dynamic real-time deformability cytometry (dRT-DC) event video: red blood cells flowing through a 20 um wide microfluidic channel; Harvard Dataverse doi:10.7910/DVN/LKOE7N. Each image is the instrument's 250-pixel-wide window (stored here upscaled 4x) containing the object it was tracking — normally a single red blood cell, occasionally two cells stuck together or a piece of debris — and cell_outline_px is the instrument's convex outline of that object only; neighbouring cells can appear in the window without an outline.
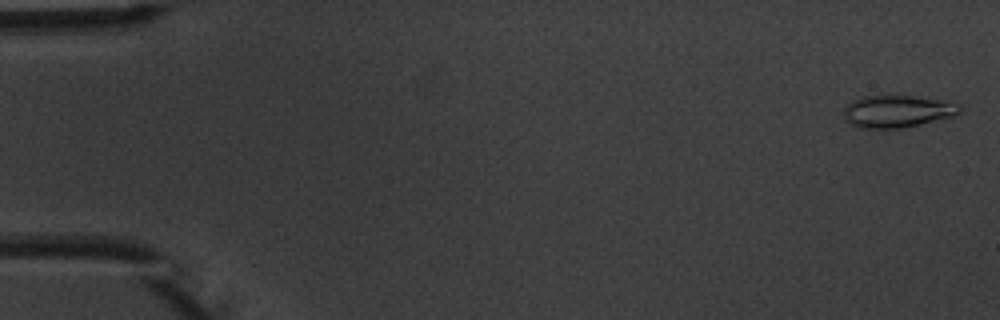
{"species": "common noctule bat (a hibernating species)", "species_latin": "Nyctalus noctula", "temperature_condition": "warm", "stored_images_in_passage": 5, "camera_frame_rate_fps": 3000, "um_per_image_px": 0.085, "animal": {"sex": "male", "body_mass_g": 20.1, "forearm_length_mm": 53.5}, "frame": {"image": 1, "passage_image": 1, "time_ms": 0.0, "image_size_px": [1000, 320], "cell_outline_px": [[964, 108], [960, 112], [952, 116], [920, 124], [884, 132], [856, 128], [848, 124], [844, 120], [844, 108], [852, 100], [864, 96], [916, 96], [952, 100], [960, 104]], "centroid_in_image_um": [76.25, 9.5], "position_along_channel_um": 8.7, "area_um2": 22.89}}
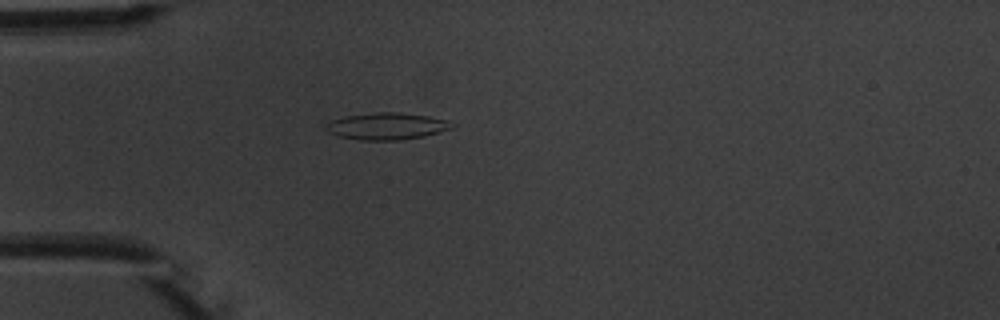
{"frame": {"image": 2, "passage_image": 5, "time_ms": 4.667, "image_size_px": [1000, 320], "cell_outline_px": [[456, 128], [424, 136], [400, 140], [360, 140], [340, 136], [328, 132], [324, 128], [324, 124], [332, 120], [344, 116], [372, 112], [396, 112], [428, 116], [448, 120]], "centroid_in_image_um": [32.87, 10.72], "position_along_channel_um": 52.1, "area_um2": 19.88}}